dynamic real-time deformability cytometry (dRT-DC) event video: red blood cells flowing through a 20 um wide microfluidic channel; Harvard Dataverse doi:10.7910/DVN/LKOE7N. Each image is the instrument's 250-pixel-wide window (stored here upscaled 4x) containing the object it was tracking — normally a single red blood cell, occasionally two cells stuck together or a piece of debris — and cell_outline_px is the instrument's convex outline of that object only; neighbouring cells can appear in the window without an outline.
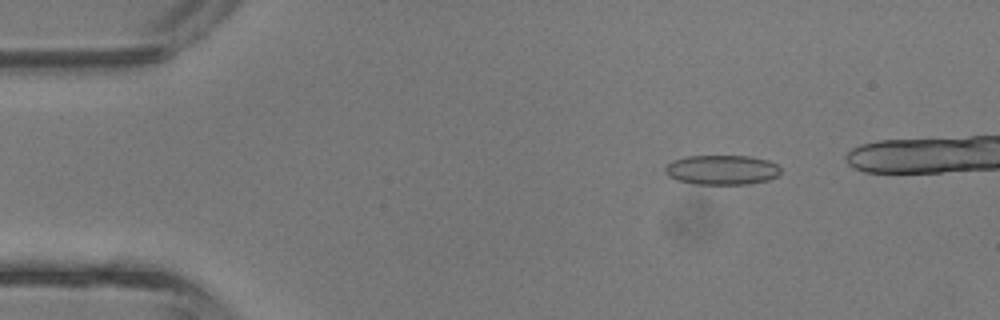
{"species": "common noctule bat (a hibernating species)", "species_latin": "Nyctalus noctula", "temperature_condition": "room temperature", "stored_images_in_passage": 4, "camera_frame_rate_fps": 3000, "um_per_image_px": 0.085, "animal": {"sex": "male", "body_mass_g": 13.3}, "frame": {"image": 1, "passage_image": 2, "time_ms": 0.333, "image_size_px": [1000, 320], "cell_outline_px": [[780, 172], [776, 176], [768, 180], [748, 184], [692, 184], [676, 180], [668, 176], [664, 168], [672, 160], [684, 156], [748, 156], [768, 160], [776, 164], [780, 168]], "centroid_in_image_um": [61.33, 14.44], "position_along_channel_um": 23.7, "area_um2": 20.06}}